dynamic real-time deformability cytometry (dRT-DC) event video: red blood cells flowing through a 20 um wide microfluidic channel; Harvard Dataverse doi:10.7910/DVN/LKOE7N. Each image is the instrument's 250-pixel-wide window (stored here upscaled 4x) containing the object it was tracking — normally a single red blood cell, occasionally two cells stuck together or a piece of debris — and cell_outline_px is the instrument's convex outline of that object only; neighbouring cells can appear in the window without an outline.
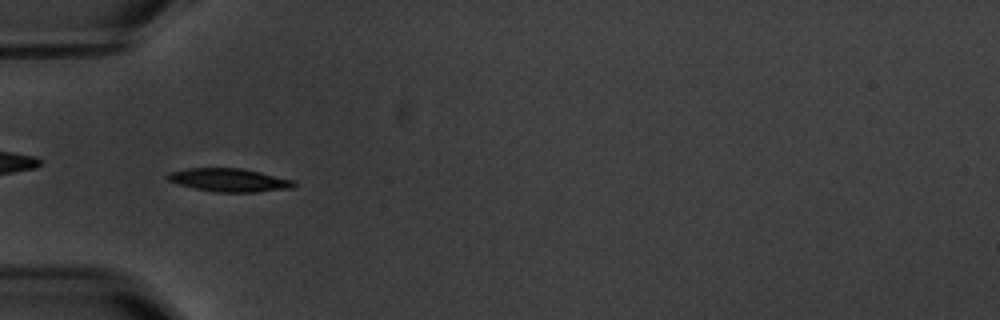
{"species": "common noctule bat (a hibernating species)", "species_latin": "Nyctalus noctula", "temperature_condition": "warm", "stored_images_in_passage": 5, "camera_frame_rate_fps": 3000, "um_per_image_px": 0.085, "animal": {"sex": "male", "body_mass_g": 20.1, "forearm_length_mm": 53.5}, "frame": {"image": 1, "passage_image": 4, "time_ms": 4.667, "image_size_px": [1000, 320], "cell_outline_px": [[296, 184], [292, 188], [256, 192], [216, 192], [192, 188], [168, 180], [164, 176], [168, 172], [188, 168], [240, 168], [260, 172], [292, 180]], "centroid_in_image_um": [19.43, 15.3], "position_along_channel_um": 65.6, "area_um2": 17.05}}